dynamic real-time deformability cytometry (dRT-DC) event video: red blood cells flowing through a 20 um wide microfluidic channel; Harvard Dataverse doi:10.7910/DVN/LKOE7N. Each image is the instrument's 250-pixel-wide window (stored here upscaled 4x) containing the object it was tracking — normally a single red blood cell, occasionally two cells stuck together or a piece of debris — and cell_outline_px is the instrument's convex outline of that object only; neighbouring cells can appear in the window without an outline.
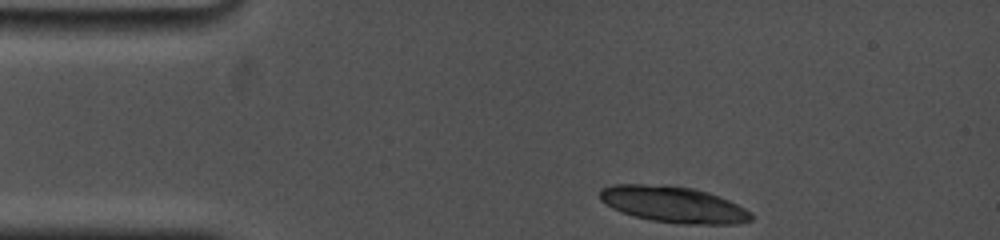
{"species": "common noctule bat (a hibernating species)", "species_latin": "Nyctalus noctula", "temperature_condition": "cold", "stored_images_in_passage": 10, "camera_frame_rate_fps": 5000, "um_per_image_px": 0.085, "animal": {"sex": "female", "body_mass_g": 19.0, "forearm_length_mm": 53.3}, "frame": {"image": 1, "passage_image": 1, "time_ms": 0.0, "image_size_px": [1000, 240], "cell_outline_px": [[752, 220], [736, 224], [684, 224], [652, 220], [636, 216], [612, 208], [600, 200], [600, 188], [612, 184], [644, 184], [692, 188], [708, 192], [728, 200], [752, 212]], "centroid_in_image_um": [57.24, 17.38], "position_along_channel_um": 27.8, "area_um2": 31.62}}